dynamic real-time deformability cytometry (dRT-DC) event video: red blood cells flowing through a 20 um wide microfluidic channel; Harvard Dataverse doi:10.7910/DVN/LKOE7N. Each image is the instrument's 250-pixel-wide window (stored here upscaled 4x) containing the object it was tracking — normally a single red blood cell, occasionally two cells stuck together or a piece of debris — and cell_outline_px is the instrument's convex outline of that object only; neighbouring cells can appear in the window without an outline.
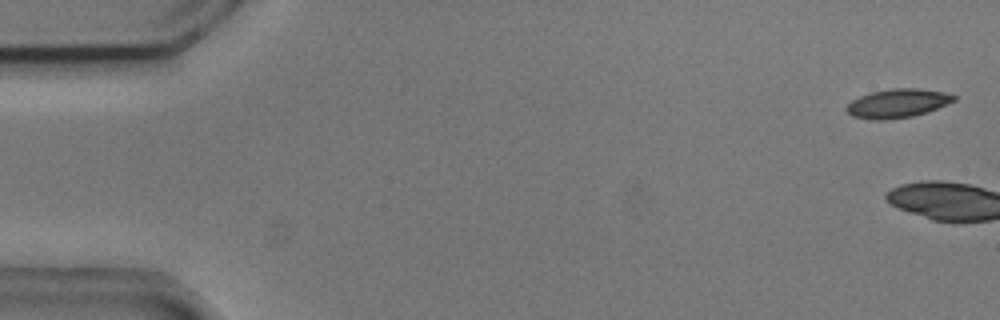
{"species": "common noctule bat (a hibernating species)", "species_latin": "Nyctalus noctula", "temperature_condition": "cold", "stored_images_in_passage": 4, "camera_frame_rate_fps": 3000, "um_per_image_px": 0.085, "animal": {"sex": "male", "body_mass_g": 20.5, "forearm_length_mm": 52.5}, "frame": {"image": 1, "passage_image": 2, "time_ms": 0.333, "image_size_px": [1000, 320], "cell_outline_px": [[956, 100], [928, 112], [912, 116], [888, 120], [872, 120], [852, 116], [844, 108], [852, 100], [860, 96], [872, 92], [892, 88], [920, 88], [944, 92], [956, 96]], "centroid_in_image_um": [76.29, 8.79], "position_along_channel_um": 8.7, "area_um2": 18.09}}